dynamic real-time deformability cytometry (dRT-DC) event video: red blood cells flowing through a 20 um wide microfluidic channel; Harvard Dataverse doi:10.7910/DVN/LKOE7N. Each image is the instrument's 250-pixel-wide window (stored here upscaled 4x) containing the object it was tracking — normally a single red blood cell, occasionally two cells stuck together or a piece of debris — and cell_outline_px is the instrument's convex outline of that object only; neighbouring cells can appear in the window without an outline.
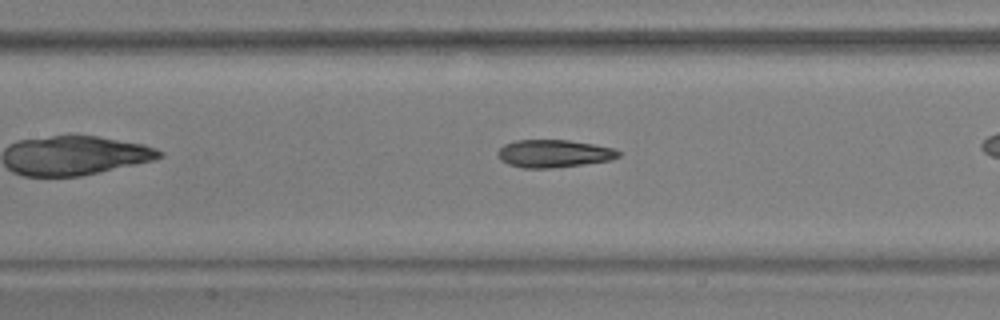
{"species": "common noctule bat (a hibernating species)", "species_latin": "Nyctalus noctula", "temperature_condition": "warm", "stored_images_in_passage": 32, "camera_frame_rate_fps": 3000, "um_per_image_px": 0.085, "animal": {"sex": "male", "body_mass_g": 17.9, "forearm_length_mm": 54.2}, "frame": {"image": 1, "passage_image": 14, "time_ms": 4.333, "image_size_px": [1000, 320], "cell_outline_px": [[620, 156], [612, 160], [584, 164], [552, 168], [520, 168], [508, 164], [500, 160], [496, 152], [504, 144], [516, 140], [568, 140], [592, 144], [612, 148], [620, 152]], "centroid_in_image_um": [47.04, 13.06], "position_along_channel_um": 160.4, "area_um2": 19.54}}
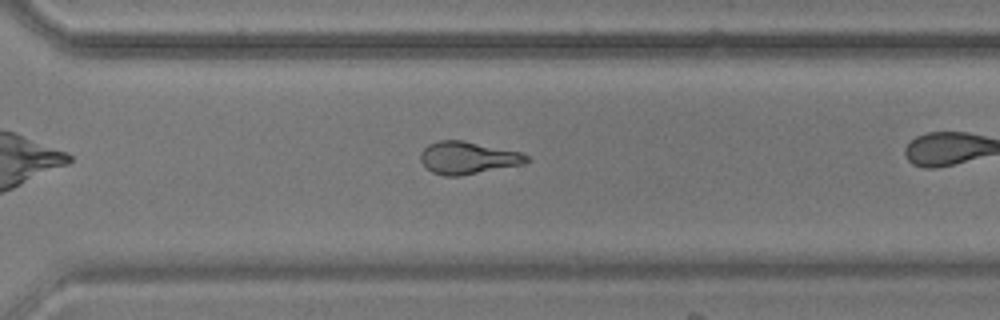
{"frame": {"image": 2, "passage_image": 28, "time_ms": 9.0, "image_size_px": [1000, 320], "cell_outline_px": [[532, 160], [524, 164], [460, 176], [444, 176], [432, 172], [424, 168], [420, 160], [420, 152], [428, 144], [440, 140], [464, 140], [520, 152], [528, 156]], "centroid_in_image_um": [39.75, 13.42], "position_along_channel_um": 330.9, "area_um2": 20.29}}